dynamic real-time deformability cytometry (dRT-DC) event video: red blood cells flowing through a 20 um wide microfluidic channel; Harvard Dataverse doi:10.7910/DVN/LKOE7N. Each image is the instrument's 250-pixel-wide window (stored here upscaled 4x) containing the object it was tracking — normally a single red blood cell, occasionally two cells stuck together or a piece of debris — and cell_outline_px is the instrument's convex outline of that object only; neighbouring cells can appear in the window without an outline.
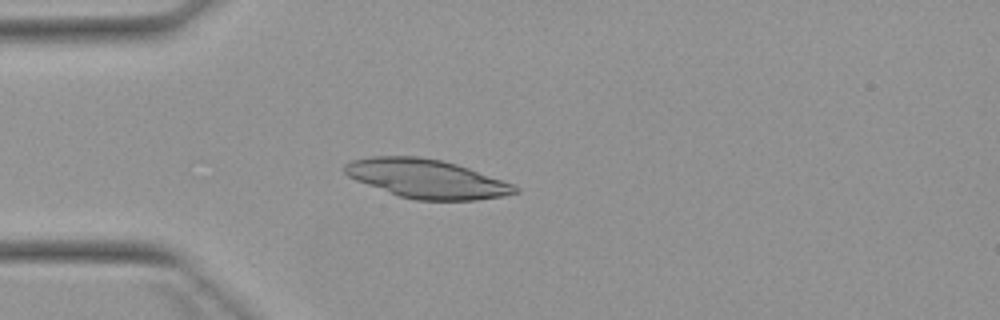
{"species": "Egyptian fruit bat (a non-hibernating species)", "species_latin": "Rousettus aegyptiacus", "temperature_condition": "warm", "stored_images_in_passage": 5, "camera_frame_rate_fps": 3000, "um_per_image_px": 0.085, "animal": {"sex": "female"}, "frame": {"image": 1, "passage_image": 4, "time_ms": 3.667, "image_size_px": [1000, 320], "cell_outline_px": [[520, 192], [500, 196], [476, 200], [416, 200], [400, 196], [356, 180], [348, 176], [344, 172], [344, 164], [352, 160], [372, 156], [420, 156], [440, 160], [456, 164], [468, 168], [512, 184], [520, 188]], "centroid_in_image_um": [36.24, 15.18], "position_along_channel_um": 48.8, "area_um2": 38.09}}